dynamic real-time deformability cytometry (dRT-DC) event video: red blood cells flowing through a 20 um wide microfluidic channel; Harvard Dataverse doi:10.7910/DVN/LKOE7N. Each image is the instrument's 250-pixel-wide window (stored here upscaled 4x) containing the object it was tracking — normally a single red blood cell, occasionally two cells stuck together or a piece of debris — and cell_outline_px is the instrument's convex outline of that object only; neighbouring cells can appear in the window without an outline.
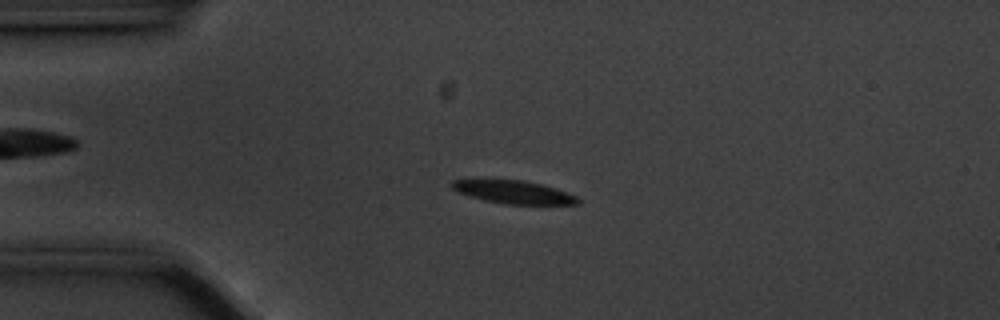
{"species": "common noctule bat (a hibernating species)", "species_latin": "Nyctalus noctula", "temperature_condition": "cold", "stored_images_in_passage": 56, "camera_frame_rate_fps": 3000, "um_per_image_px": 0.085, "animal": {"sex": "male", "body_mass_g": 20.1, "forearm_length_mm": 53.5}, "frame": {"image": 1, "passage_image": 13, "time_ms": 4.0, "image_size_px": [1000, 320], "cell_outline_px": [[580, 204], [504, 204], [484, 200], [468, 196], [452, 188], [452, 180], [524, 180], [556, 188], [576, 196], [580, 200]], "centroid_in_image_um": [43.69, 16.33], "position_along_channel_um": 41.3, "area_um2": 16.65}}
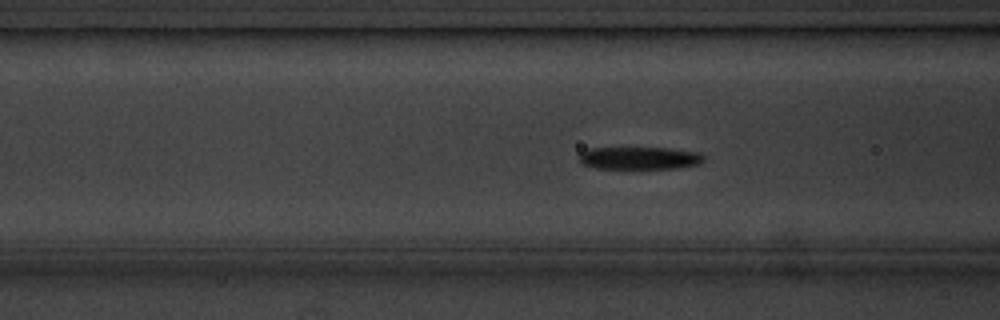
{"frame": {"image": 2, "passage_image": 21, "time_ms": 6.667, "image_size_px": [1000, 320], "cell_outline_px": [[704, 160], [700, 164], [676, 168], [596, 168], [580, 164], [580, 152], [588, 148], [668, 148], [700, 152], [704, 156]], "centroid_in_image_um": [54.36, 13.43], "position_along_channel_um": 112.2, "area_um2": 16.42}}
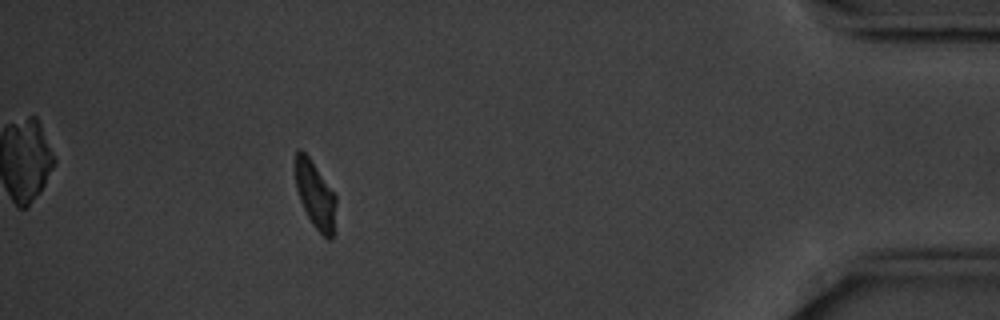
{"frame": {"image": 3, "passage_image": 51, "time_ms": 16.667, "image_size_px": [1000, 320], "cell_outline_px": [[336, 204], [332, 240], [328, 240], [312, 224], [300, 200], [296, 188], [296, 152], [300, 148], [308, 156], [336, 196]], "centroid_in_image_um": [26.81, 16.6], "position_along_channel_um": 408.4, "area_um2": 15.43}, "authors_computed_cell_mechanics": {"area_um2": 17.1666, "velocity_mm_per_s": 3.506, "shape_relaxation_time_tau1_ms": 2.1395, "shape_relaxation_time_tau2_ms": 3.334, "deformation_change_tau1": 0.1496, "deformation_change_tau2": 0.1034}}